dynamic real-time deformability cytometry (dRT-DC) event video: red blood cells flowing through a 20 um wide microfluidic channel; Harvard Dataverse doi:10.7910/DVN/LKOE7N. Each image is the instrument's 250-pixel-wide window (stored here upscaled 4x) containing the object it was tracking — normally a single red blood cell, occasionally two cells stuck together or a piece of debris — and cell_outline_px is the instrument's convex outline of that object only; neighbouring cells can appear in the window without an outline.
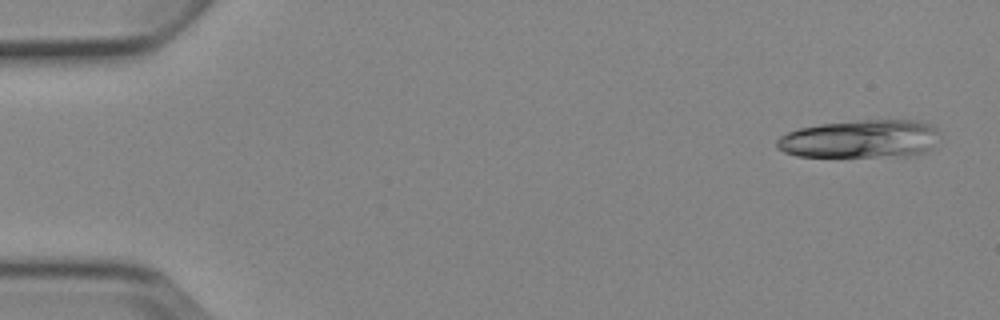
{"species": "Egyptian fruit bat (a non-hibernating species)", "species_latin": "Rousettus aegyptiacus", "temperature_condition": "cold", "stored_images_in_passage": 5, "camera_frame_rate_fps": 3000, "um_per_image_px": 0.085, "animal": {"sex": "female"}, "frame": {"image": 1, "passage_image": 1, "time_ms": 0.0, "image_size_px": [1000, 320], "cell_outline_px": [[940, 132], [932, 148], [928, 152], [916, 156], [796, 156], [784, 152], [776, 148], [776, 140], [780, 136], [788, 132], [800, 128], [820, 124], [856, 120], [916, 120], [932, 124], [940, 128]], "centroid_in_image_um": [73.19, 11.81], "position_along_channel_um": 11.8, "area_um2": 36.7}}